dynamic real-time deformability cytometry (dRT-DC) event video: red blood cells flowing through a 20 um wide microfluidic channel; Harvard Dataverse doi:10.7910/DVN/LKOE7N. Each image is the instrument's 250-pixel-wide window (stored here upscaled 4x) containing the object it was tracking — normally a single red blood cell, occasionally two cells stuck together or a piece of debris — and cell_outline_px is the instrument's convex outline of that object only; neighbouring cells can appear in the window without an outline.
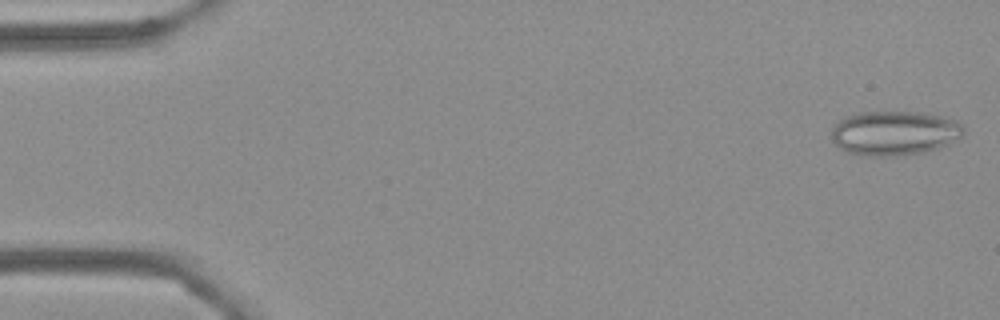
{"species": "Egyptian fruit bat (a non-hibernating species)", "species_latin": "Rousettus aegyptiacus", "temperature_condition": "cold", "stored_images_in_passage": 55, "camera_frame_rate_fps": 3000, "um_per_image_px": 0.085, "frame": {"image": 1, "passage_image": 1, "time_ms": 0.0, "image_size_px": [1000, 320], "cell_outline_px": [[964, 136], [948, 144], [924, 152], [892, 156], [860, 156], [848, 152], [840, 148], [832, 140], [832, 128], [844, 116], [860, 112], [924, 112], [956, 120], [964, 128]], "centroid_in_image_um": [76.02, 11.31], "position_along_channel_um": 9.0, "area_um2": 34.33}}
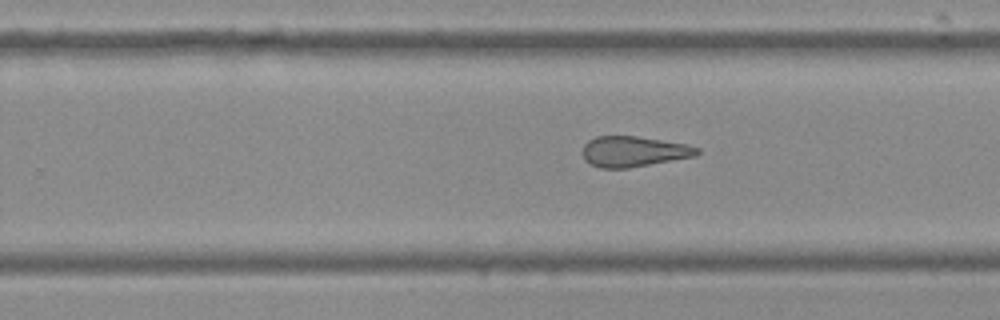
{"frame": {"image": 2, "passage_image": 34, "time_ms": 11.0, "image_size_px": [1000, 320], "cell_outline_px": [[700, 152], [696, 156], [628, 168], [600, 168], [584, 160], [580, 152], [584, 144], [588, 140], [596, 136], [636, 136], [688, 144], [700, 148]], "centroid_in_image_um": [53.84, 12.87], "position_along_channel_um": 276.0, "area_um2": 20.58}}
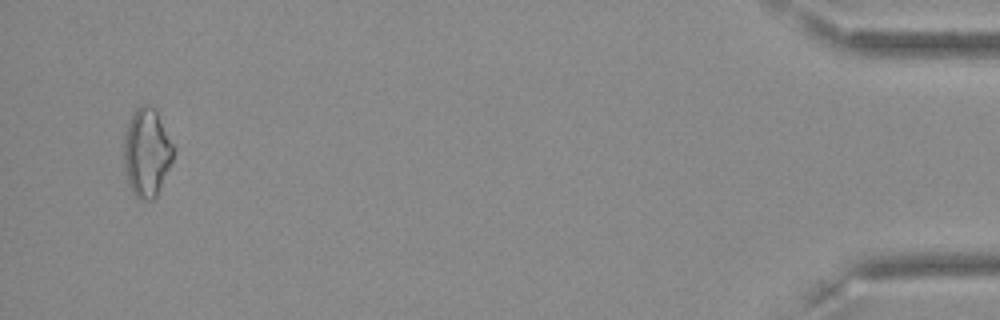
{"frame": {"image": 3, "passage_image": 53, "time_ms": 17.333, "image_size_px": [1000, 320], "cell_outline_px": [[176, 148], [172, 160], [160, 188], [156, 196], [152, 200], [140, 200], [132, 192], [128, 184], [124, 172], [124, 132], [136, 108], [140, 104], [152, 104], [156, 108]], "centroid_in_image_um": [12.48, 12.93], "position_along_channel_um": 422.7, "area_um2": 26.01}, "authors_computed_cell_mechanics": {"area_um2": 23.3512, "velocity_mm_per_s": 3.6175, "shape_relaxation_time_tau1_ms": null, "shape_relaxation_time_tau2_ms": 3.6093, "deformation_change_tau1": null, "deformation_change_tau2": 0.1386}}